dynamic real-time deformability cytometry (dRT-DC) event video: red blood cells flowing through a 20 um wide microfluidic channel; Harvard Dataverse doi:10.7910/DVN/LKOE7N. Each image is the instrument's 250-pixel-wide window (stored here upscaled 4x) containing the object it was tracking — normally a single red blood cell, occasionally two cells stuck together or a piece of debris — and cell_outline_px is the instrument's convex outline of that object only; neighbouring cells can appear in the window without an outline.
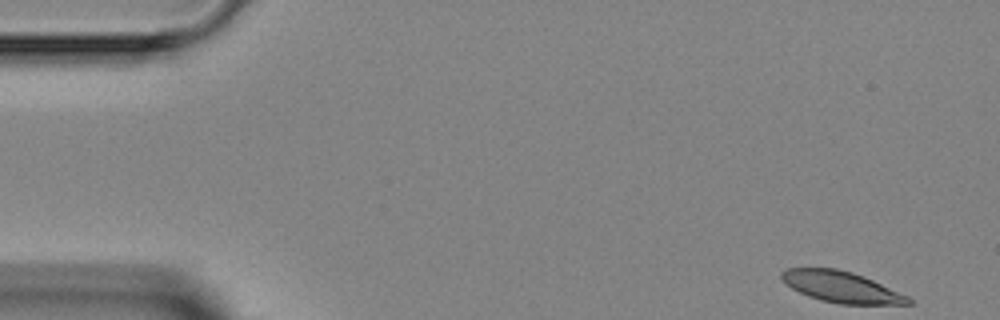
{"species": "Egyptian fruit bat (a non-hibernating species)", "species_latin": "Rousettus aegyptiacus", "temperature_condition": "room temperature", "stored_images_in_passage": 3, "camera_frame_rate_fps": 3000, "um_per_image_px": 0.085, "animal": {"sex": "female"}, "frame": {"image": 1, "passage_image": 1, "time_ms": 0.0, "image_size_px": [1000, 320], "cell_outline_px": [[912, 304], [840, 304], [820, 300], [808, 296], [792, 288], [780, 276], [780, 272], [788, 268], [836, 268], [852, 272], [864, 276], [908, 296], [912, 300]], "centroid_in_image_um": [71.52, 24.39], "position_along_channel_um": 13.5, "area_um2": 22.77}}